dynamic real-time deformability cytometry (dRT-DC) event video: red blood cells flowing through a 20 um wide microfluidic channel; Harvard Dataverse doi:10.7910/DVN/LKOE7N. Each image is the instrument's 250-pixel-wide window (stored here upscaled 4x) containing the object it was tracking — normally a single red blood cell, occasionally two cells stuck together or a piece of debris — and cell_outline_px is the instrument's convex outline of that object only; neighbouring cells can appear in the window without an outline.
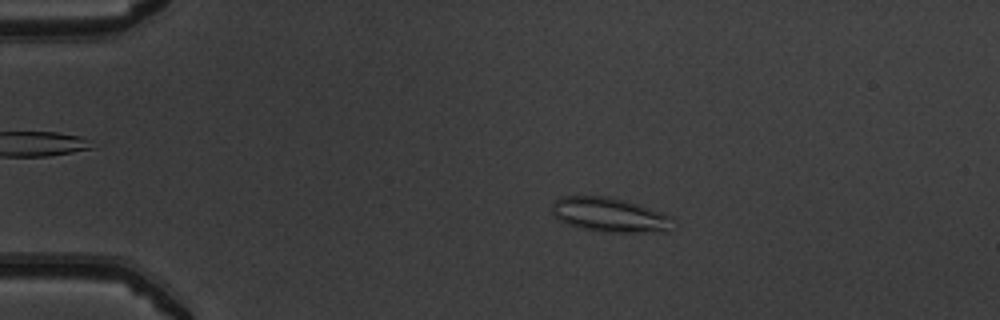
{"species": "common noctule bat (a hibernating species)", "species_latin": "Nyctalus noctula", "temperature_condition": "warm", "stored_images_in_passage": 49, "camera_frame_rate_fps": 3000, "um_per_image_px": 0.085, "animal": {"sex": "male", "body_mass_g": 19.5, "forearm_length_mm": 54.6}, "frame": {"image": 1, "passage_image": 7, "time_ms": 2.0, "image_size_px": [1000, 320], "cell_outline_px": [[672, 216], [668, 232], [604, 232], [576, 228], [560, 220], [552, 212], [552, 204], [560, 196], [608, 196], [640, 204]], "centroid_in_image_um": [51.81, 18.26], "position_along_channel_um": 33.2, "area_um2": 24.33}}
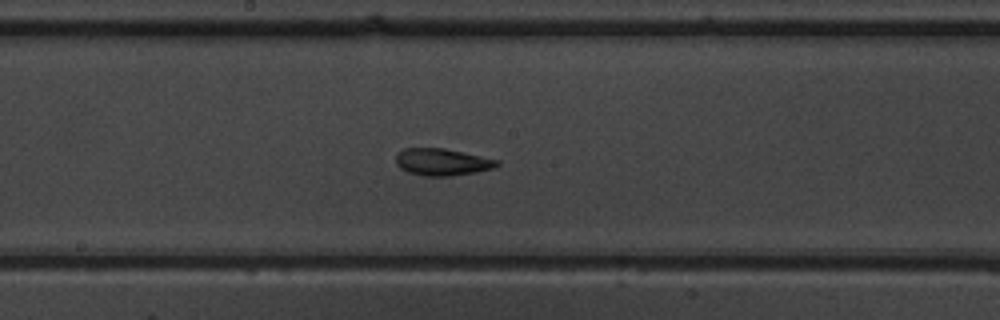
{"frame": {"image": 2, "passage_image": 25, "time_ms": 8.0, "image_size_px": [1000, 320], "cell_outline_px": [[500, 164], [492, 168], [476, 172], [448, 176], [424, 176], [408, 172], [400, 168], [396, 164], [396, 152], [404, 148], [444, 148], [500, 160]], "centroid_in_image_um": [37.56, 13.76], "position_along_channel_um": 210.6, "area_um2": 15.95}}
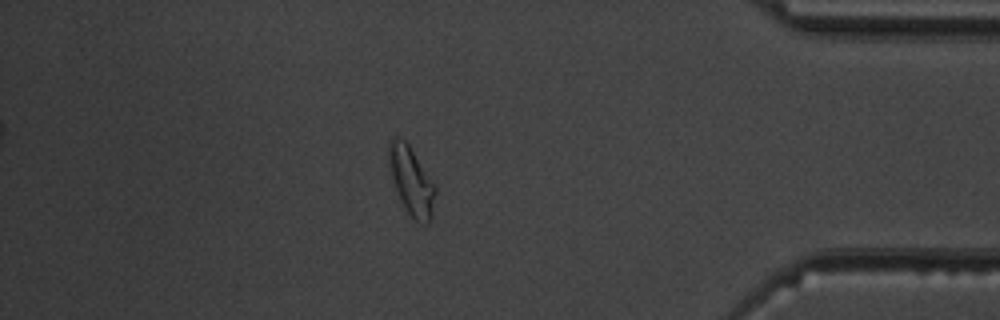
{"frame": {"image": 3, "passage_image": 42, "time_ms": 13.667, "image_size_px": [1000, 320], "cell_outline_px": [[436, 192], [428, 224], [424, 224], [416, 220], [408, 212], [396, 188], [392, 176], [388, 160], [388, 140], [392, 136], [396, 136], [404, 140], [408, 144], [436, 188]], "centroid_in_image_um": [34.94, 15.31], "position_along_channel_um": 400.3, "area_um2": 17.69}, "authors_computed_cell_mechanics": {"area_um2": 16.8776, "velocity_mm_per_s": 3.8979, "shape_relaxation_time_tau1_ms": null, "shape_relaxation_time_tau2_ms": 2.4638, "deformation_change_tau1": null, "deformation_change_tau2": 0.0975}}